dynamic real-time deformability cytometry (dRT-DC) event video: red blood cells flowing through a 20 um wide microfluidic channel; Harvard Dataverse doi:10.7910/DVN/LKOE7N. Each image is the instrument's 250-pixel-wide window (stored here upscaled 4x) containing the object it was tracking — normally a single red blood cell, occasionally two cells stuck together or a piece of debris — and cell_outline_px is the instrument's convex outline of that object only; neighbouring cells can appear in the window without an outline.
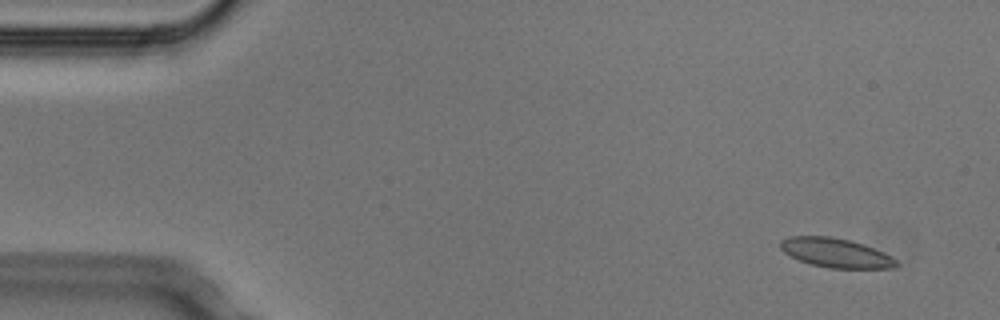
{"species": "Egyptian fruit bat (a non-hibernating species)", "species_latin": "Rousettus aegyptiacus", "temperature_condition": "cold", "stored_images_in_passage": 4, "segment_of_instrument_passage": [2, 2], "camera_frame_rate_fps": 3000, "um_per_image_px": 0.085, "animal": {"sex": "male"}, "frame": {"image": 1, "passage_image": 4, "time_ms": 1.0, "image_size_px": [1000, 320], "cell_outline_px": [[900, 264], [892, 268], [828, 268], [812, 264], [800, 260], [784, 252], [780, 248], [780, 240], [788, 236], [828, 236], [848, 240], [864, 244], [884, 252], [892, 256]], "centroid_in_image_um": [71.06, 21.49], "position_along_channel_um": 13.9, "area_um2": 19.71}}